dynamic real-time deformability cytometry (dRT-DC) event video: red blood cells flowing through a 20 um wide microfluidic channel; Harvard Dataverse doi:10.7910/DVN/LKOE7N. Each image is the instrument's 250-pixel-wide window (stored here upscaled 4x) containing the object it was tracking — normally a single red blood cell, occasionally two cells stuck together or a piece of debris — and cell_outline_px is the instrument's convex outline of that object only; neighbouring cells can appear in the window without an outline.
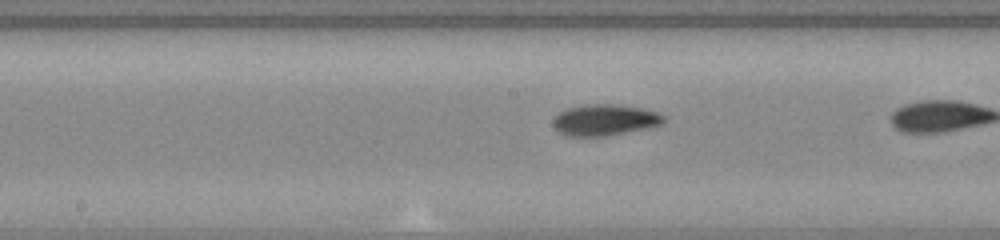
{"species": "common noctule bat (a hibernating species)", "species_latin": "Nyctalus noctula", "temperature_condition": "warm", "stored_images_in_passage": 26, "camera_frame_rate_fps": 3000, "um_per_image_px": 0.085, "animal": {"sex": "female", "body_mass_g": 23.0, "forearm_length_mm": 53.4}, "frame": {"image": 1, "passage_image": 12, "time_ms": 3.667, "image_size_px": [1000, 240], "cell_outline_px": [[664, 124], [648, 128], [604, 136], [568, 136], [560, 132], [552, 124], [552, 120], [564, 108], [584, 104], [620, 104], [644, 108], [656, 112], [664, 116]], "centroid_in_image_um": [51.4, 10.18], "position_along_channel_um": 196.8, "area_um2": 20.29}}
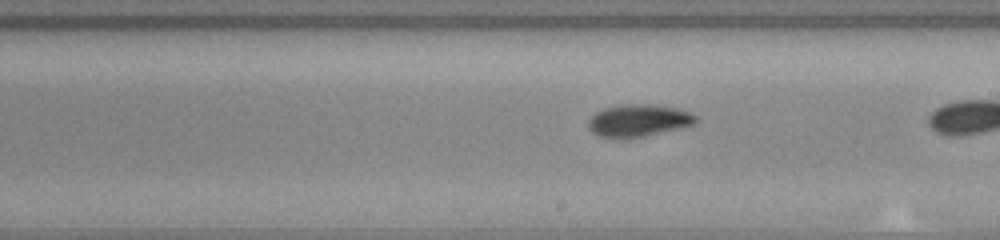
{"frame": {"image": 2, "passage_image": 15, "time_ms": 4.667, "image_size_px": [1000, 240], "cell_outline_px": [[700, 120], [696, 124], [680, 128], [628, 140], [620, 140], [600, 136], [592, 132], [588, 128], [588, 120], [596, 112], [604, 108], [620, 104], [648, 104], [680, 108], [696, 116]], "centroid_in_image_um": [54.27, 10.26], "position_along_channel_um": 234.7, "area_um2": 20.75}}